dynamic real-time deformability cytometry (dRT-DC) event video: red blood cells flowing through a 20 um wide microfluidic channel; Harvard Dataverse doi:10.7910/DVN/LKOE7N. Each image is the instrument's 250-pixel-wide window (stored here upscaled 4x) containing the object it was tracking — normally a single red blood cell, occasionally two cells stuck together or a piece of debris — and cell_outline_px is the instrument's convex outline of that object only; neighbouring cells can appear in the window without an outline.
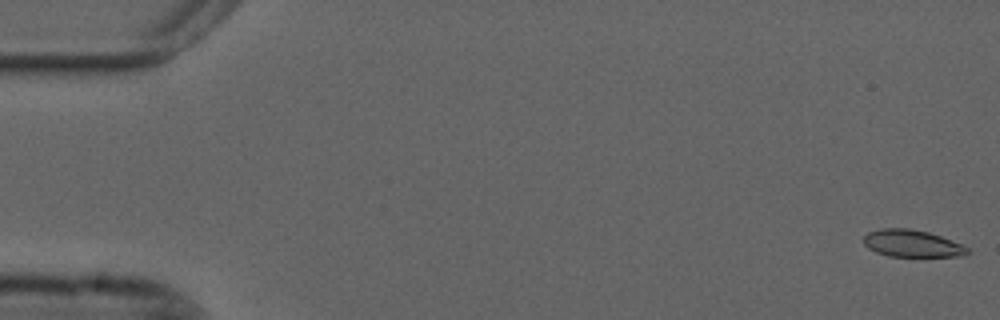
{"species": "common noctule bat (a hibernating species)", "species_latin": "Nyctalus noctula", "temperature_condition": "cold", "stored_images_in_passage": 56, "camera_frame_rate_fps": 3000, "um_per_image_px": 0.085, "animal": {"sex": "male", "forearm_length_mm": 52.5}, "frame": {"image": 1, "passage_image": 1, "time_ms": 0.0, "image_size_px": [1000, 320], "cell_outline_px": [[972, 252], [964, 256], [888, 256], [876, 252], [868, 248], [864, 244], [864, 236], [868, 232], [880, 228], [912, 228], [928, 232], [940, 236], [960, 244], [968, 248]], "centroid_in_image_um": [77.52, 20.69], "position_along_channel_um": 7.5, "area_um2": 16.42}}
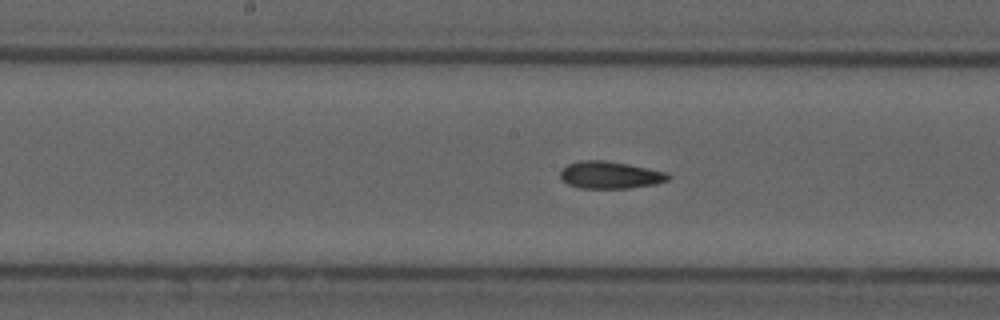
{"frame": {"image": 2, "passage_image": 28, "time_ms": 9.0, "image_size_px": [1000, 320], "cell_outline_px": [[672, 176], [668, 180], [656, 184], [628, 188], [580, 188], [568, 184], [560, 176], [560, 172], [568, 164], [580, 160], [604, 160], [628, 164], [668, 172]], "centroid_in_image_um": [51.9, 14.87], "position_along_channel_um": 196.3, "area_um2": 17.11}}
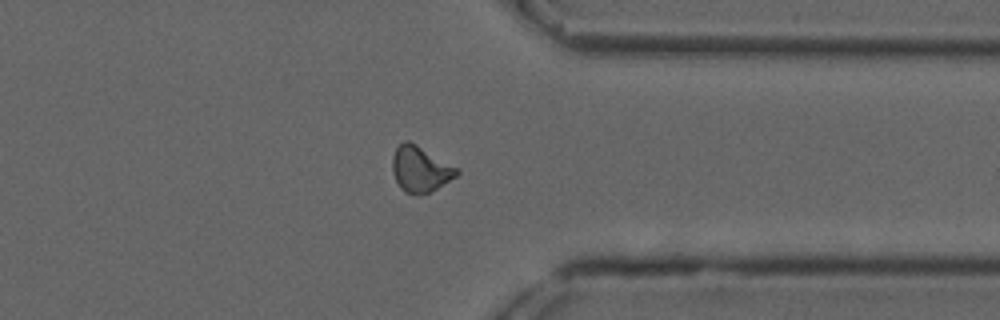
{"frame": {"image": 3, "passage_image": 43, "time_ms": 14.0, "image_size_px": [1000, 320], "cell_outline_px": [[460, 172], [456, 176], [436, 188], [420, 196], [404, 192], [400, 188], [392, 172], [392, 156], [396, 148], [404, 140], [408, 140], [416, 144], [460, 168]], "centroid_in_image_um": [35.72, 14.37], "position_along_channel_um": 375.7, "area_um2": 17.28}, "authors_computed_cell_mechanics": {"area_um2": 16.9643, "velocity_mm_per_s": 3.6866, "shape_relaxation_time_tau1_ms": null, "shape_relaxation_time_tau2_ms": 3.7744, "deformation_change_tau1": null, "deformation_change_tau2": 0.0885}}